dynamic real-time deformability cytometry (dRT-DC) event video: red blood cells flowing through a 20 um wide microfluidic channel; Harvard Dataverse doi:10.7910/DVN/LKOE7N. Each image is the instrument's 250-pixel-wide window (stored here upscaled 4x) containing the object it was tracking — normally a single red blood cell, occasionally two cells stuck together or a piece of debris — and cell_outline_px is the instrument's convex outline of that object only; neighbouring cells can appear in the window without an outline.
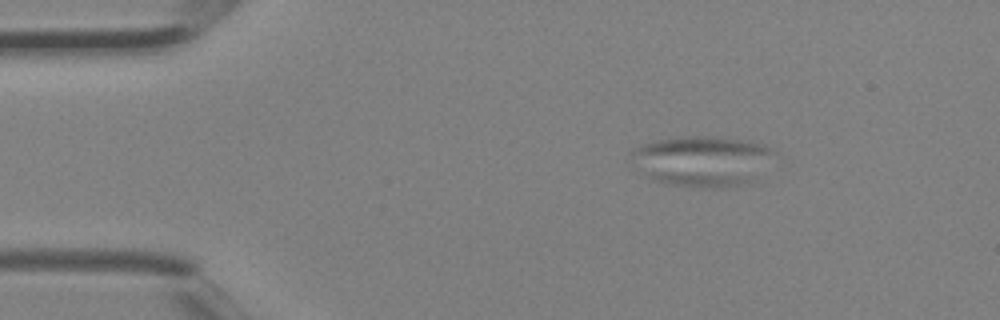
{"species": "Egyptian fruit bat (a non-hibernating species)", "species_latin": "Rousettus aegyptiacus", "temperature_condition": "room temperature", "stored_images_in_passage": 3, "camera_frame_rate_fps": 3000, "um_per_image_px": 0.085, "animal": {"sex": "female"}, "frame": {"image": 1, "passage_image": 2, "time_ms": 0.333, "image_size_px": [1000, 320], "cell_outline_px": [[776, 152], [752, 180], [724, 188], [712, 188], [672, 184], [656, 180], [632, 156], [632, 152], [636, 148], [644, 144], [660, 140], [684, 136], [716, 136], [748, 140], [764, 144]], "centroid_in_image_um": [59.8, 13.64], "position_along_channel_um": 25.2, "area_um2": 40.52}}
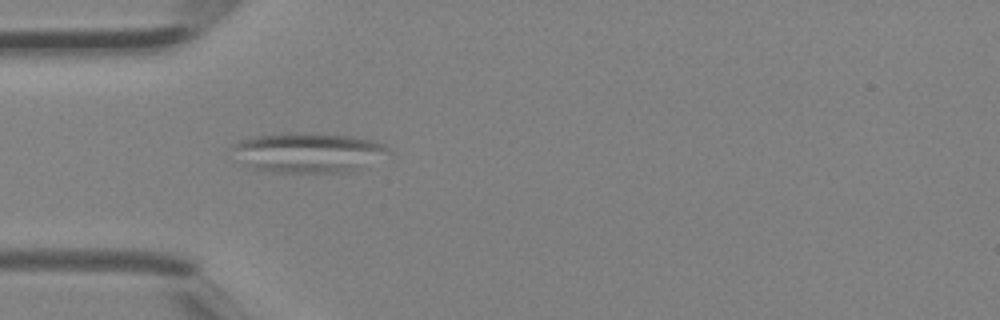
{"frame": {"image": 2, "passage_image": 3, "time_ms": 0.667, "image_size_px": [1000, 320], "cell_outline_px": [[392, 160], [348, 172], [276, 172], [252, 168], [240, 164], [232, 148], [232, 144], [240, 140], [260, 136], [288, 132], [300, 132], [348, 136], [376, 140], [384, 144], [392, 152]], "centroid_in_image_um": [26.36, 12.98], "position_along_channel_um": 58.6, "area_um2": 37.28}}